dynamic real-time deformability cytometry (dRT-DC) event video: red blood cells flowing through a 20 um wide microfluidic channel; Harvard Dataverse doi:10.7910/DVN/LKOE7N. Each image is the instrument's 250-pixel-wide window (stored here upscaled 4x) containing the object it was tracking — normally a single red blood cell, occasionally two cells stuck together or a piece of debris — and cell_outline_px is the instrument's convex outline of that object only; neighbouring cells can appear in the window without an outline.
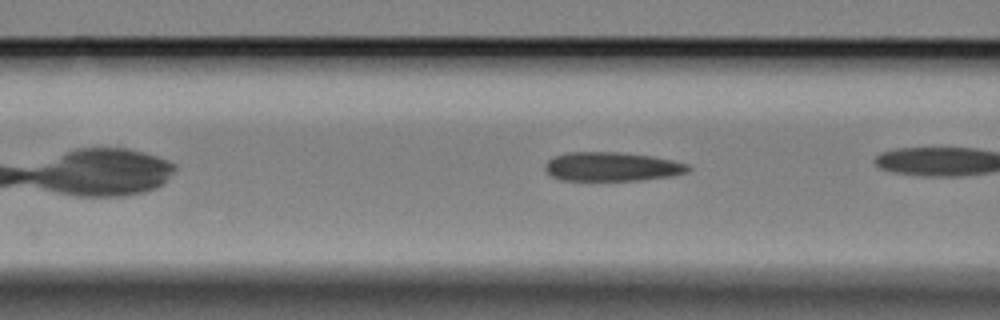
{"species": "Egyptian fruit bat (a non-hibernating species)", "species_latin": "Rousettus aegyptiacus", "temperature_condition": "cold", "stored_images_in_passage": 32, "camera_frame_rate_fps": 3000, "um_per_image_px": 0.085, "animal": {"sex": "female"}, "frame": {"image": 1, "passage_image": 9, "time_ms": 2.667, "image_size_px": [1000, 320], "cell_outline_px": [[692, 168], [688, 172], [672, 176], [640, 180], [560, 180], [552, 176], [544, 168], [544, 164], [552, 156], [568, 152], [620, 152], [652, 156], [672, 160], [688, 164]], "centroid_in_image_um": [52.01, 14.16], "position_along_channel_um": 114.6, "area_um2": 24.33}}